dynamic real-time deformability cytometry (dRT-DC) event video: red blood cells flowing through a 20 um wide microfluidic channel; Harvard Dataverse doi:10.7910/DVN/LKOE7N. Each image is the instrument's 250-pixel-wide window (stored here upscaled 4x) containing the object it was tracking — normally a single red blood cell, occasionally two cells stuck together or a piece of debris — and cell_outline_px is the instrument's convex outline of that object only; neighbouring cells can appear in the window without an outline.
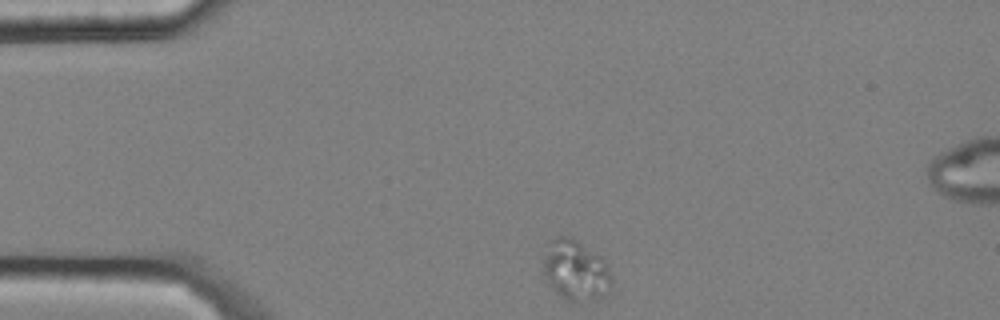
{"species": "common noctule bat (a hibernating species)", "species_latin": "Nyctalus noctula", "temperature_condition": "cold", "stored_images_in_passage": 44, "segment_of_instrument_passage": [1, 2], "camera_frame_rate_fps": 3000, "um_per_image_px": 0.085, "animal": {"sex": "male", "body_mass_g": 20.4}, "frame": {"image": 1, "passage_image": 1, "time_ms": 0.0, "image_size_px": [1000, 320], "cell_outline_px": [[612, 284], [608, 292], [600, 300], [576, 304], [572, 304], [564, 300], [548, 284], [544, 272], [544, 256], [548, 240], [556, 236], [572, 236], [600, 256], [608, 264], [612, 280]], "centroid_in_image_um": [48.94, 23.02], "position_along_channel_um": 36.1, "area_um2": 24.97}}
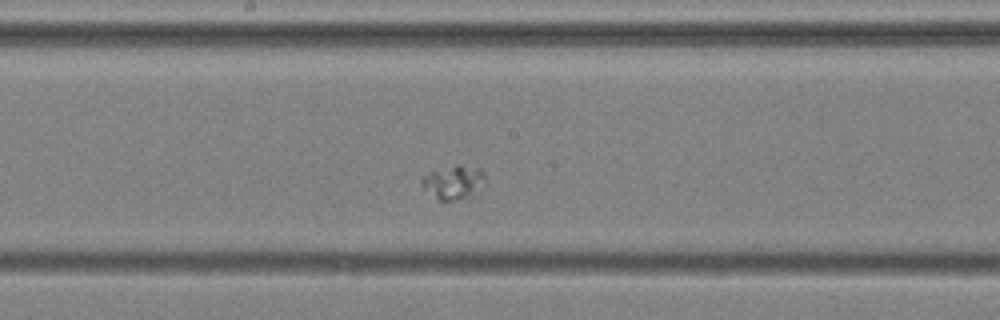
{"frame": {"image": 2, "passage_image": 19, "time_ms": 6.0, "image_size_px": [1000, 320], "cell_outline_px": [[484, 180], [464, 196], [448, 200], [440, 200], [424, 188], [420, 184], [420, 176], [456, 164], [460, 164], [480, 168], [484, 172]], "centroid_in_image_um": [38.45, 15.41], "position_along_channel_um": 209.7, "area_um2": 11.56}}
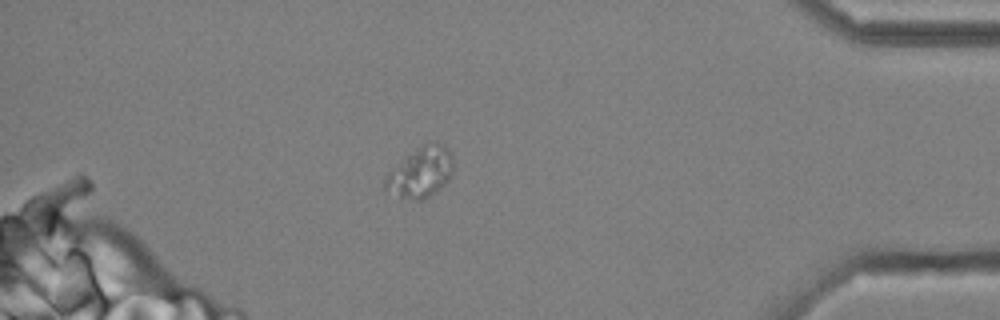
{"frame": {"image": 3, "passage_image": 38, "time_ms": 12.333, "image_size_px": [1000, 320], "cell_outline_px": [[452, 172], [448, 180], [436, 192], [424, 200], [416, 200], [384, 192], [384, 180], [388, 172], [408, 156], [424, 144], [436, 140], [448, 152], [452, 160]], "centroid_in_image_um": [35.73, 14.69], "position_along_channel_um": 399.5, "area_um2": 19.48}}